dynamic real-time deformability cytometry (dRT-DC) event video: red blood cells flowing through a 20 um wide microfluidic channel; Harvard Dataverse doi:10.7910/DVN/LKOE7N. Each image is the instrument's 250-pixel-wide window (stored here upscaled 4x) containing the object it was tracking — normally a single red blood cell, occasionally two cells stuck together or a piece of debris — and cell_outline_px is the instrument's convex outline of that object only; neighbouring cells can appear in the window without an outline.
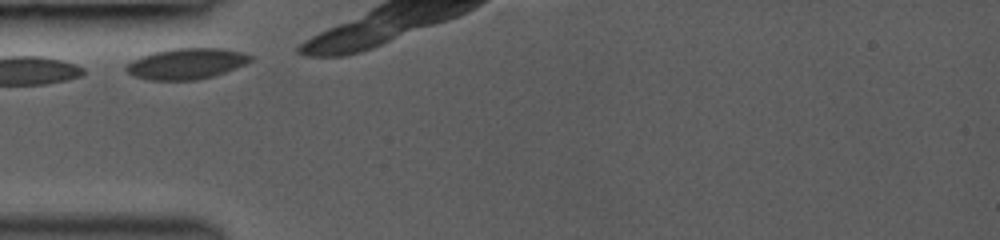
{"species": "common noctule bat (a hibernating species)", "species_latin": "Nyctalus noctula", "temperature_condition": "room temperature", "stored_images_in_passage": 8, "camera_frame_rate_fps": 3000, "um_per_image_px": 0.085, "animal": {"sex": "female", "body_mass_g": 19.0, "forearm_length_mm": 53.3}, "frame": {"image": 1, "passage_image": 1, "time_ms": 0.0, "image_size_px": [1000, 240], "cell_outline_px": [[252, 60], [244, 64], [224, 72], [212, 76], [196, 80], [148, 80], [136, 76], [128, 72], [124, 68], [132, 60], [140, 56], [152, 52], [172, 48], [220, 48], [240, 52], [252, 56]], "centroid_in_image_um": [15.8, 5.41], "position_along_channel_um": 69.2, "area_um2": 22.14}}